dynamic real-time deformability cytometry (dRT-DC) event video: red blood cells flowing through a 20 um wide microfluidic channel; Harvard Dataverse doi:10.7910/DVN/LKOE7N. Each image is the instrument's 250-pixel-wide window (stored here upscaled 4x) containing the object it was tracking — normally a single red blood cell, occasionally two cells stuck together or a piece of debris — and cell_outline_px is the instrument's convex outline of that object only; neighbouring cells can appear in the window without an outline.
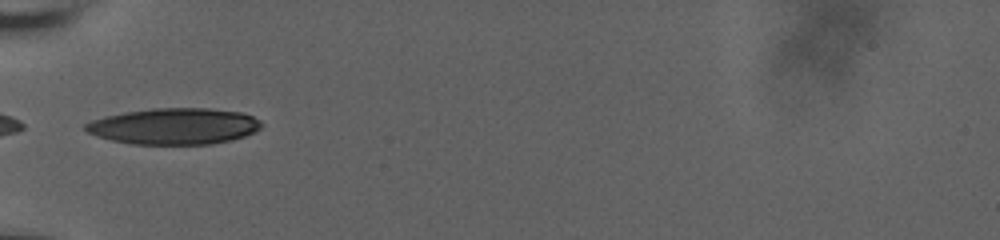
{"species": "human", "species_latin": "Homo sapiens", "temperature_condition": "room temperature", "stored_images_in_passage": 6, "camera_frame_rate_fps": 3000, "um_per_image_px": 0.085, "donor": {"sex": "male"}, "frame": {"image": 1, "passage_image": 1, "time_ms": 0.0, "image_size_px": [1000, 240], "cell_outline_px": [[264, 124], [256, 132], [232, 140], [212, 144], [132, 144], [112, 140], [96, 136], [88, 132], [84, 128], [84, 124], [92, 120], [104, 116], [124, 112], [152, 108], [208, 108], [240, 112], [252, 116], [260, 120]], "centroid_in_image_um": [14.82, 10.73], "position_along_channel_um": 70.2, "area_um2": 37.34}}
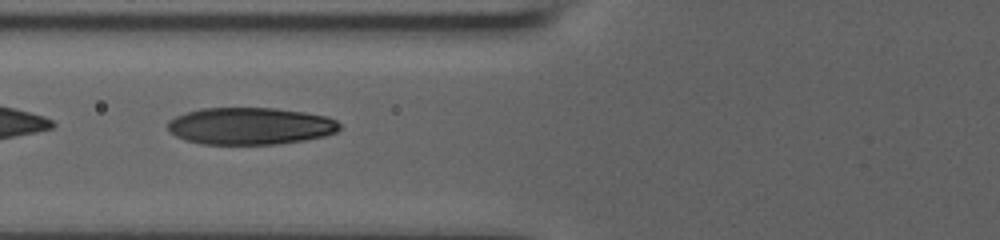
{"frame": {"image": 2, "passage_image": 2, "time_ms": 0.333, "image_size_px": [1000, 240], "cell_outline_px": [[340, 128], [336, 132], [324, 136], [304, 140], [276, 144], [200, 144], [184, 140], [176, 136], [168, 128], [168, 120], [176, 116], [200, 108], [276, 108], [304, 112], [328, 116], [336, 120], [340, 124]], "centroid_in_image_um": [21.28, 10.71], "position_along_channel_um": 104.5, "area_um2": 37.22}}
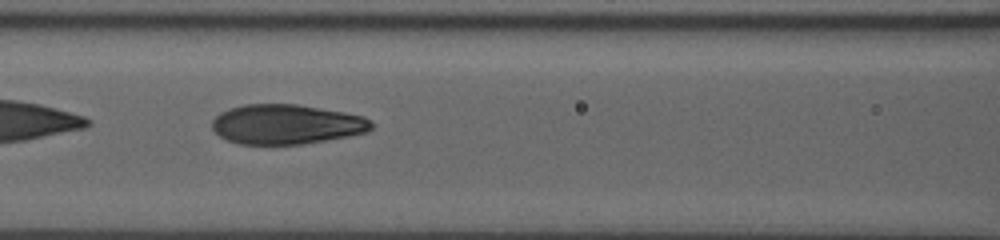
{"frame": {"image": 3, "passage_image": 5, "time_ms": 1.333, "image_size_px": [1000, 240], "cell_outline_px": [[372, 128], [368, 132], [348, 136], [304, 144], [240, 144], [228, 140], [220, 136], [212, 128], [212, 120], [220, 112], [228, 108], [244, 104], [296, 104], [344, 112], [364, 116], [372, 124]], "centroid_in_image_um": [24.33, 10.56], "position_along_channel_um": 142.3, "area_um2": 36.88}}